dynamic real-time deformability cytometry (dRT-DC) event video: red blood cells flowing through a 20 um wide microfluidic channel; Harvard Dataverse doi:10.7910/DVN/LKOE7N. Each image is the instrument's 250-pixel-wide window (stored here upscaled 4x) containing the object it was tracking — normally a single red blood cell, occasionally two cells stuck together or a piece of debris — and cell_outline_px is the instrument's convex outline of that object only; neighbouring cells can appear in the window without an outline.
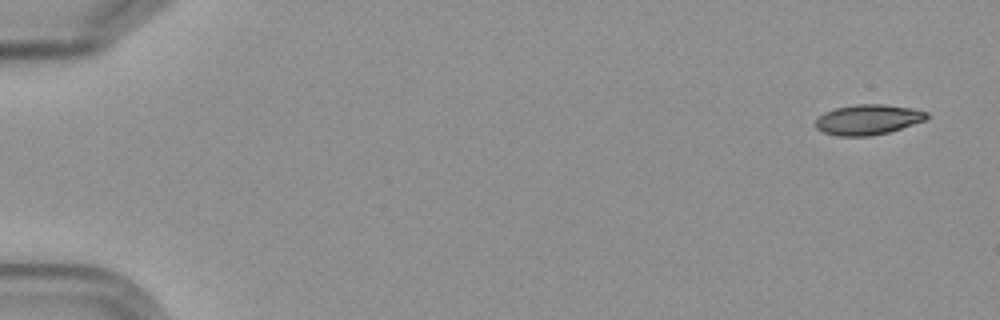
{"species": "Egyptian fruit bat (a non-hibernating species)", "species_latin": "Rousettus aegyptiacus", "temperature_condition": "cold", "stored_images_in_passage": 3, "camera_frame_rate_fps": 3000, "um_per_image_px": 0.085, "frame": {"image": 1, "passage_image": 1, "time_ms": 0.0, "image_size_px": [1000, 320], "cell_outline_px": [[928, 116], [924, 120], [888, 132], [868, 136], [840, 136], [824, 132], [816, 128], [816, 120], [824, 112], [836, 108], [856, 104], [884, 104], [912, 108], [928, 112]], "centroid_in_image_um": [73.77, 10.16], "position_along_channel_um": 11.2, "area_um2": 19.31}}